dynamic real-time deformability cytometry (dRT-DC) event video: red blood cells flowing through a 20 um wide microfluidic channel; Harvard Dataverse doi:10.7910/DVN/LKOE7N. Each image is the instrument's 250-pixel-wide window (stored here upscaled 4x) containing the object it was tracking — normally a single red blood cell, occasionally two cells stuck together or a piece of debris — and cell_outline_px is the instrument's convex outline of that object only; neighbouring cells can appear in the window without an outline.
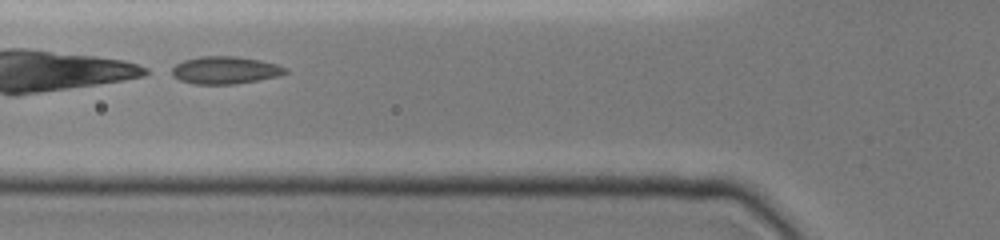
{"species": "common noctule bat (a hibernating species)", "species_latin": "Nyctalus noctula", "temperature_condition": "cold", "stored_images_in_passage": 17, "camera_frame_rate_fps": 3000, "um_per_image_px": 0.085, "animal": {"sex": "female", "body_mass_g": 19.0, "forearm_length_mm": 51.5}, "frame": {"image": 1, "passage_image": 13, "time_ms": 4.0, "image_size_px": [1000, 240], "cell_outline_px": [[288, 72], [280, 76], [236, 84], [192, 84], [180, 80], [172, 76], [172, 68], [176, 64], [184, 60], [200, 56], [236, 56], [260, 60], [276, 64], [288, 68]], "centroid_in_image_um": [19.15, 5.97], "position_along_channel_um": 106.7, "area_um2": 18.32}}
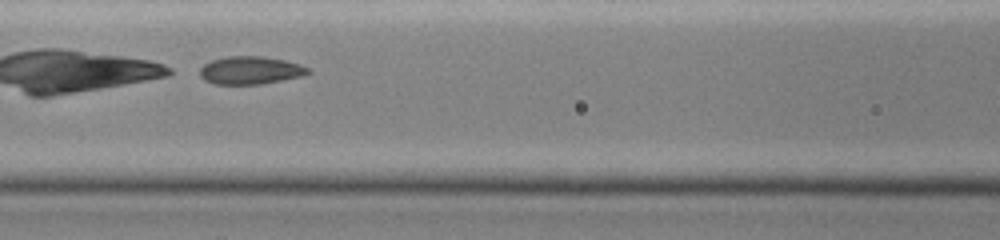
{"frame": {"image": 2, "passage_image": 16, "time_ms": 5.0, "image_size_px": [1000, 240], "cell_outline_px": [[312, 72], [304, 76], [260, 84], [216, 84], [204, 80], [200, 76], [200, 68], [204, 64], [212, 60], [228, 56], [264, 56], [284, 60], [300, 64], [308, 68]], "centroid_in_image_um": [21.3, 5.97], "position_along_channel_um": 145.3, "area_um2": 17.63}}